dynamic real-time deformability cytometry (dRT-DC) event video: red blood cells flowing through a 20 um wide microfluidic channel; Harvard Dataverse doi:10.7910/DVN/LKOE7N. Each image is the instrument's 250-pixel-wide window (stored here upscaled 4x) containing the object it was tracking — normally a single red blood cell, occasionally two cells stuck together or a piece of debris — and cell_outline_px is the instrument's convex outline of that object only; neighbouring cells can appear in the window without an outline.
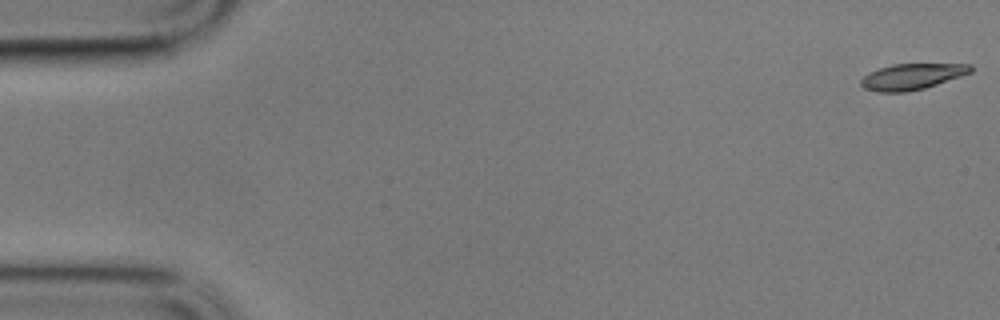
{"species": "common noctule bat (a hibernating species)", "species_latin": "Nyctalus noctula", "temperature_condition": "cold", "stored_images_in_passage": 16, "camera_frame_rate_fps": 3000, "um_per_image_px": 0.085, "animal": {"sex": "male", "body_mass_g": 17.9}, "frame": {"image": 1, "passage_image": 1, "time_ms": 0.0, "image_size_px": [1000, 320], "cell_outline_px": [[972, 72], [924, 88], [908, 92], [876, 92], [864, 88], [860, 84], [860, 80], [868, 72], [892, 64], [972, 64]], "centroid_in_image_um": [77.48, 6.51], "position_along_channel_um": 7.5, "area_um2": 16.53}}
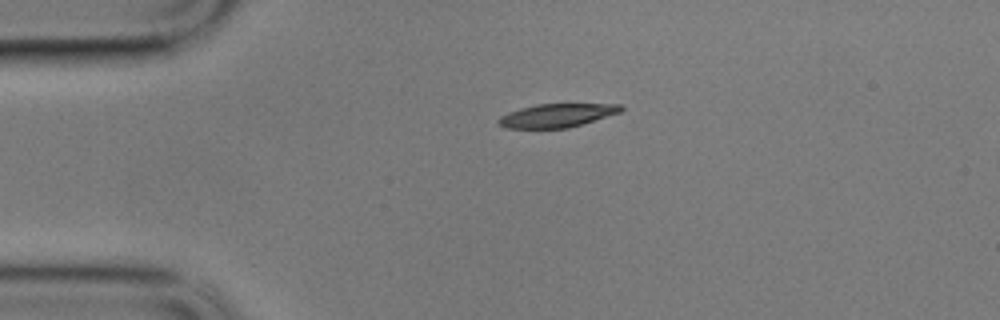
{"frame": {"image": 2, "passage_image": 13, "time_ms": 4.0, "image_size_px": [1000, 320], "cell_outline_px": [[624, 108], [620, 112], [568, 128], [504, 128], [496, 120], [500, 116], [508, 112], [520, 108], [536, 104], [620, 104]], "centroid_in_image_um": [47.29, 9.81], "position_along_channel_um": 37.7, "area_um2": 16.65}}